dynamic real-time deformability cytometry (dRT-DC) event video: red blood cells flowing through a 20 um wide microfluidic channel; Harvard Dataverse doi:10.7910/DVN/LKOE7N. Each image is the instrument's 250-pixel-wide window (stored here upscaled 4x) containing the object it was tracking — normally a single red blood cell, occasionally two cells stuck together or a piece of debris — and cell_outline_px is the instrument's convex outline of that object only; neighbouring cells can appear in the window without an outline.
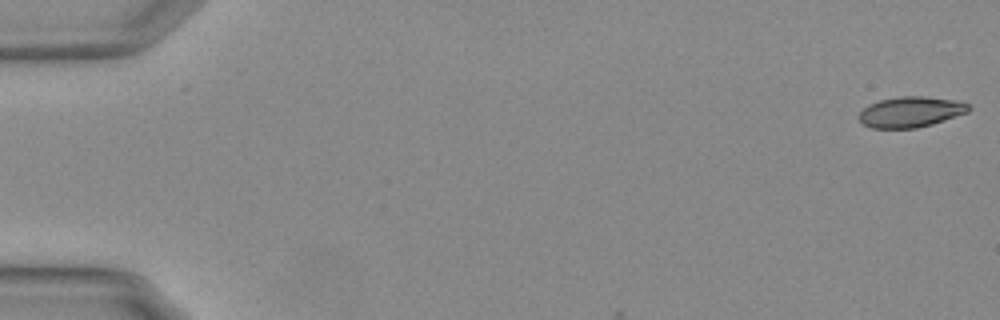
{"species": "Egyptian fruit bat (a non-hibernating species)", "species_latin": "Rousettus aegyptiacus", "temperature_condition": "warm", "stored_images_in_passage": 7, "camera_frame_rate_fps": 3000, "um_per_image_px": 0.085, "animal": {"sex": "female"}, "frame": {"image": 1, "passage_image": 1, "time_ms": 0.0, "image_size_px": [1000, 320], "cell_outline_px": [[972, 108], [968, 112], [932, 124], [916, 128], [872, 128], [864, 124], [860, 120], [860, 112], [868, 104], [880, 100], [900, 96], [924, 96], [952, 100], [968, 104]], "centroid_in_image_um": [77.4, 9.51], "position_along_channel_um": 7.6, "area_um2": 19.36}}